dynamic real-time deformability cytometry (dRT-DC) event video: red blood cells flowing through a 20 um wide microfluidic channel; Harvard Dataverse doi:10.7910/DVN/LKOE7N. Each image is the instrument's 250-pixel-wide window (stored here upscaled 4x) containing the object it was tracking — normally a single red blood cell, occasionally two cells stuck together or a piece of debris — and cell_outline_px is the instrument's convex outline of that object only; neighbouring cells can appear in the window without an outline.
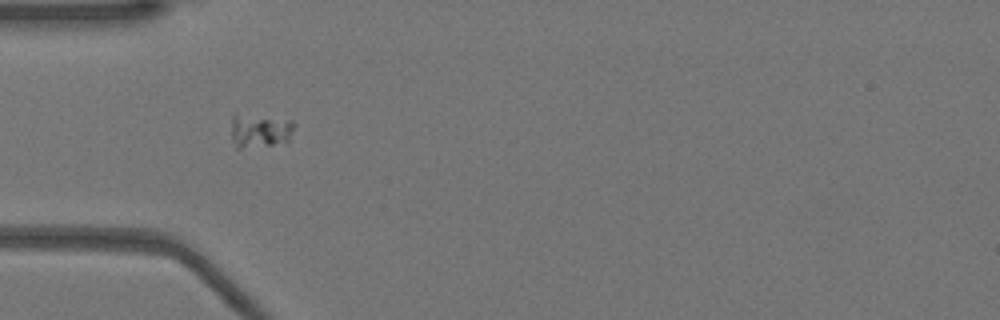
{"species": "Egyptian fruit bat (a non-hibernating species)", "species_latin": "Rousettus aegyptiacus", "temperature_condition": "warm", "stored_images_in_passage": 23, "camera_frame_rate_fps": 3000, "um_per_image_px": 0.085, "animal": {"sex": "female"}, "frame": {"image": 1, "passage_image": 10, "time_ms": 3.0, "image_size_px": [1000, 320], "cell_outline_px": [[296, 124], [288, 144], [240, 148], [236, 148], [232, 140], [232, 116], [236, 112], [292, 120]], "centroid_in_image_um": [22.13, 11.1], "position_along_channel_um": 62.9, "area_um2": 13.06}}
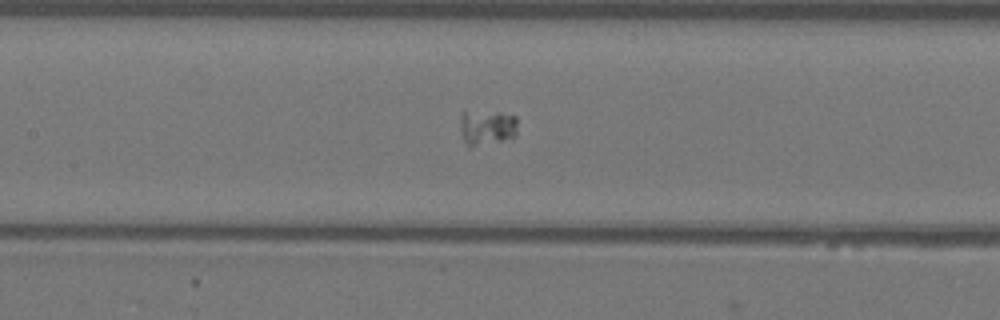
{"frame": {"image": 2, "passage_image": 18, "time_ms": 5.667, "image_size_px": [1000, 320], "cell_outline_px": [[516, 136], [468, 148], [460, 132], [460, 116], [464, 112], [500, 112], [516, 116]], "centroid_in_image_um": [41.36, 10.83], "position_along_channel_um": 166.0, "area_um2": 11.73}}
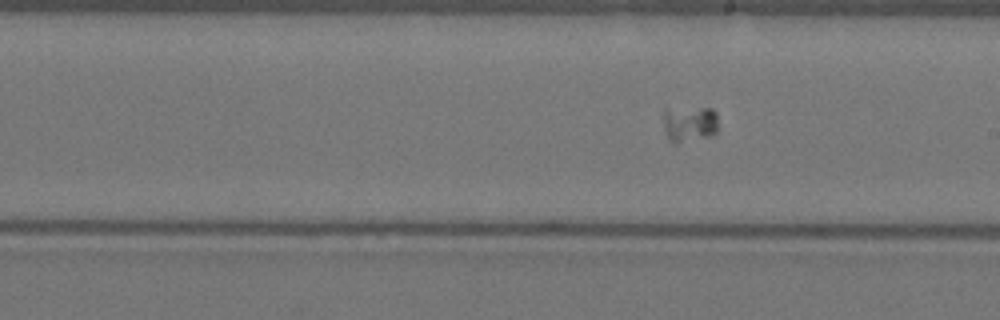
{"frame": {"image": 3, "passage_image": 23, "time_ms": 7.333, "image_size_px": [1000, 320], "cell_outline_px": [[716, 136], [676, 144], [672, 144], [668, 140], [664, 128], [664, 112], [704, 108], [712, 108], [716, 112]], "centroid_in_image_um": [58.65, 10.62], "position_along_channel_um": 230.4, "area_um2": 11.39}}